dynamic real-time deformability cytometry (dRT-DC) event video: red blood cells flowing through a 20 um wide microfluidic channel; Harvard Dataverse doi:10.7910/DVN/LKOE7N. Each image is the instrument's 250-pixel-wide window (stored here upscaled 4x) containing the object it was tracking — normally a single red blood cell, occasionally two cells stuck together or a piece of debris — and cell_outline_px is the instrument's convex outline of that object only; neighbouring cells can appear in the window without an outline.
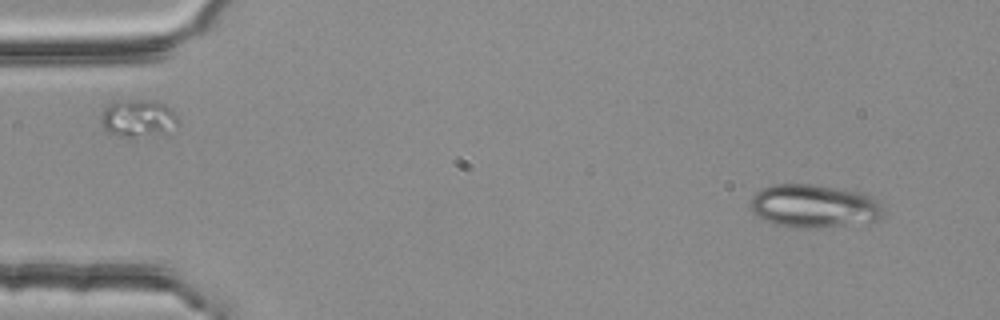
{"species": "common noctule bat (a hibernating species)", "species_latin": "Nyctalus noctula", "temperature_condition": "room temperature", "stored_images_in_passage": 3, "camera_frame_rate_fps": 3000, "um_per_image_px": 0.085, "animal": {"sex": "female", "body_mass_g": 25.1}, "frame": {"image": 1, "passage_image": 1, "time_ms": 0.0, "image_size_px": [1000, 320], "cell_outline_px": [[884, 216], [876, 220], [816, 228], [792, 228], [772, 224], [756, 216], [752, 212], [748, 204], [752, 196], [760, 188], [772, 184], [812, 184], [864, 192], [880, 200], [884, 212]], "centroid_in_image_um": [69.15, 17.5], "position_along_channel_um": 15.8, "area_um2": 34.1}}